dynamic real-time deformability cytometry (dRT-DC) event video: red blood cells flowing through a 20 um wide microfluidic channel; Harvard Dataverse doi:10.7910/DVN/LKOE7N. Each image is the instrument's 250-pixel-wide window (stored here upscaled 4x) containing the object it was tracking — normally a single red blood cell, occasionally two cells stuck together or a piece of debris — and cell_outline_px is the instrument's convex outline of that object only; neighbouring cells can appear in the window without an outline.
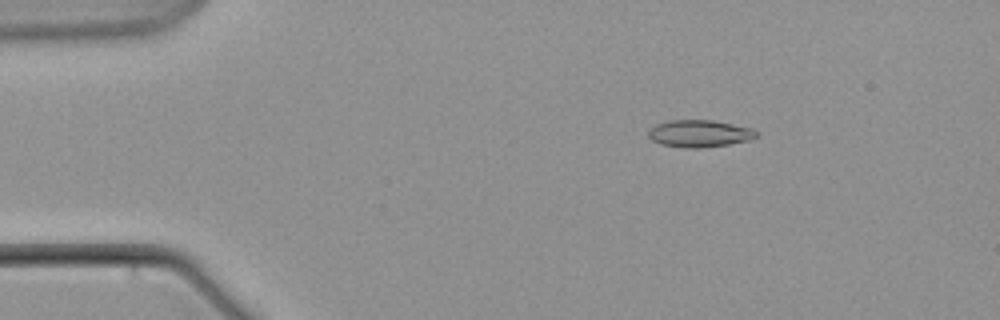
{"species": "common noctule bat (a hibernating species)", "species_latin": "Nyctalus noctula", "temperature_condition": "warm", "stored_images_in_passage": 6, "camera_frame_rate_fps": 3000, "um_per_image_px": 0.085, "animal": {"sex": "male", "body_mass_g": 21.5, "forearm_length_mm": 52.0}, "frame": {"image": 1, "passage_image": 4, "time_ms": 3.667, "image_size_px": [1000, 320], "cell_outline_px": [[760, 136], [752, 140], [704, 148], [684, 148], [660, 144], [652, 140], [648, 136], [648, 132], [656, 124], [672, 120], [712, 120], [752, 128], [760, 132]], "centroid_in_image_um": [59.52, 11.36], "position_along_channel_um": 25.5, "area_um2": 17.28}}
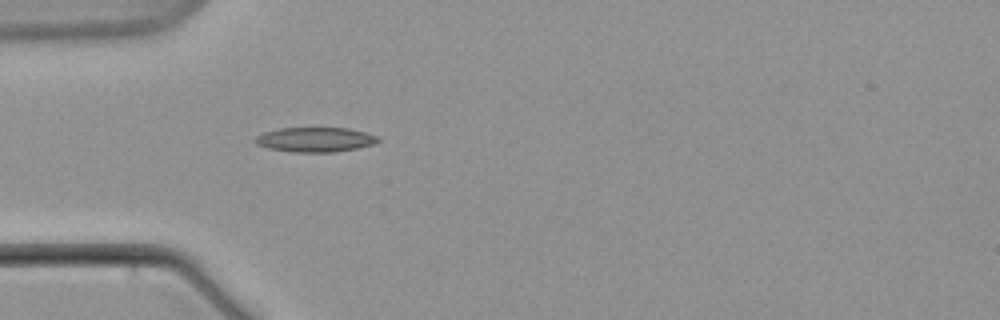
{"frame": {"image": 2, "passage_image": 6, "time_ms": 7.0, "image_size_px": [1000, 320], "cell_outline_px": [[380, 140], [376, 144], [356, 148], [332, 152], [292, 152], [268, 148], [256, 144], [252, 140], [256, 136], [264, 132], [280, 128], [348, 128], [380, 136]], "centroid_in_image_um": [26.79, 11.86], "position_along_channel_um": 58.2, "area_um2": 17.74}}